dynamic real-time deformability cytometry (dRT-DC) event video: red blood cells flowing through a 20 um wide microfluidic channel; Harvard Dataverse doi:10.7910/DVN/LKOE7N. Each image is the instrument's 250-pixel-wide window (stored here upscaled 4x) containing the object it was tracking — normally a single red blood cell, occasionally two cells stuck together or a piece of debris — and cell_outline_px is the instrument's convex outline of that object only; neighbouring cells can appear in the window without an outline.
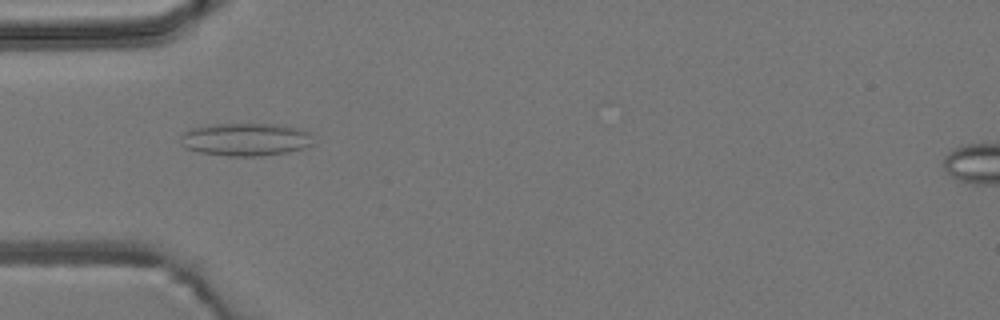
{"species": "common noctule bat (a hibernating species)", "species_latin": "Nyctalus noctula", "temperature_condition": "room temperature", "stored_images_in_passage": 4, "camera_frame_rate_fps": 3000, "um_per_image_px": 0.085, "animal": {"sex": "male", "body_mass_g": 19.2, "forearm_length_mm": 51.8}, "frame": {"image": 1, "passage_image": 2, "time_ms": 2.0, "image_size_px": [1000, 320], "cell_outline_px": [[312, 144], [288, 152], [260, 156], [228, 156], [200, 152], [184, 148], [180, 136], [184, 132], [192, 128], [212, 124], [272, 124], [300, 128], [308, 132]], "centroid_in_image_um": [20.83, 11.85], "position_along_channel_um": 64.2, "area_um2": 25.14}}
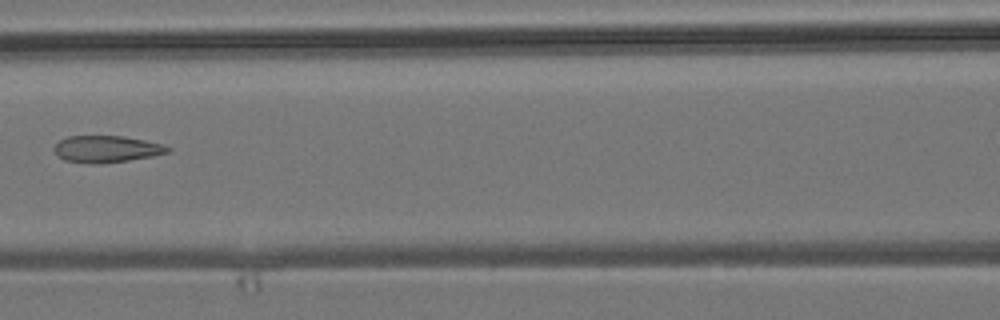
{"frame": {"image": 2, "passage_image": 4, "time_ms": 4.333, "image_size_px": [1000, 320], "cell_outline_px": [[172, 152], [152, 156], [128, 160], [100, 164], [88, 164], [64, 160], [52, 148], [60, 140], [68, 136], [124, 136], [164, 144], [172, 148]], "centroid_in_image_um": [9.09, 12.67], "position_along_channel_um": 157.5, "area_um2": 17.86}}